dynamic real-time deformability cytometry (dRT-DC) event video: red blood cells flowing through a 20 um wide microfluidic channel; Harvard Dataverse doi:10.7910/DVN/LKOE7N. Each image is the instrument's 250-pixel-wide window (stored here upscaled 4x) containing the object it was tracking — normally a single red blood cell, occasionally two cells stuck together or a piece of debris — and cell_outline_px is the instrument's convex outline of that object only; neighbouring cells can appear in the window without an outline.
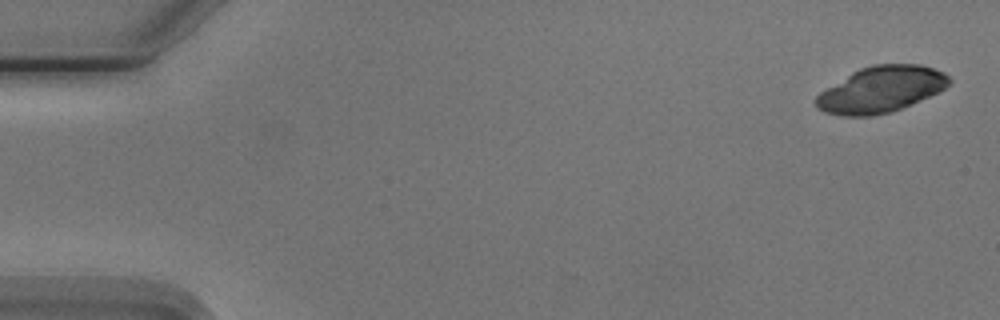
{"species": "Egyptian fruit bat (a non-hibernating species)", "species_latin": "Rousettus aegyptiacus", "temperature_condition": "cold", "stored_images_in_passage": 7, "camera_frame_rate_fps": 3000, "um_per_image_px": 0.085, "animal": {"sex": "male"}, "frame": {"image": 1, "passage_image": 1, "time_ms": 0.0, "image_size_px": [1000, 320], "cell_outline_px": [[952, 80], [944, 88], [928, 96], [892, 112], [872, 116], [844, 116], [824, 112], [816, 108], [816, 96], [820, 92], [852, 72], [860, 68], [872, 64], [920, 64], [944, 72]], "centroid_in_image_um": [74.86, 7.6], "position_along_channel_um": 10.1, "area_um2": 35.49}}